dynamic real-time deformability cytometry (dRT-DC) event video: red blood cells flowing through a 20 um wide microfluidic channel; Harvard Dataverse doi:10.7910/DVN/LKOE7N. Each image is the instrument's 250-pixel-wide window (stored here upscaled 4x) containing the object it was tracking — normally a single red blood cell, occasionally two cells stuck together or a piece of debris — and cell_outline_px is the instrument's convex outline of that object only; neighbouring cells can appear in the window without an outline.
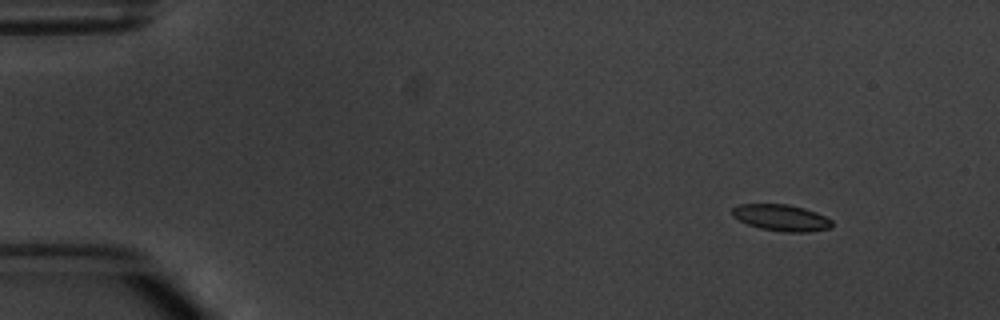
{"species": "common noctule bat (a hibernating species)", "species_latin": "Nyctalus noctula", "temperature_condition": "warm", "stored_images_in_passage": 4, "camera_frame_rate_fps": 3000, "um_per_image_px": 0.085, "animal": {"sex": "male", "body_mass_g": 20.1, "forearm_length_mm": 53.5}, "frame": {"image": 1, "passage_image": 1, "time_ms": 0.0, "image_size_px": [1000, 320], "cell_outline_px": [[832, 228], [808, 232], [784, 232], [760, 228], [748, 224], [732, 216], [732, 208], [740, 204], [788, 204], [804, 208], [816, 212], [832, 220]], "centroid_in_image_um": [66.43, 18.51], "position_along_channel_um": 18.6, "area_um2": 15.37}}
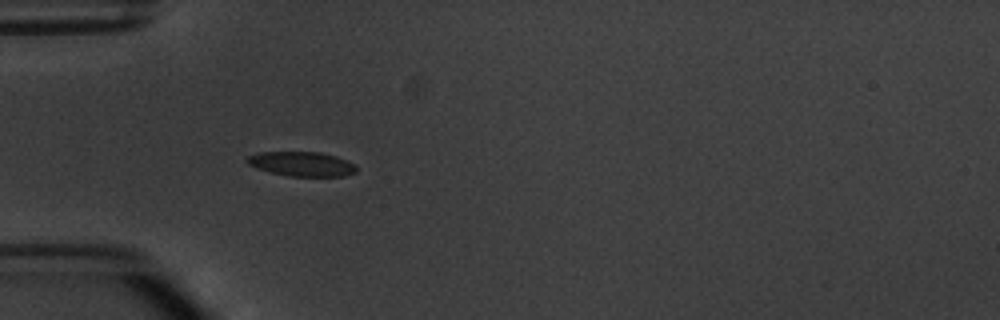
{"frame": {"image": 2, "passage_image": 4, "time_ms": 3.667, "image_size_px": [1000, 320], "cell_outline_px": [[356, 172], [344, 176], [288, 176], [256, 168], [248, 164], [244, 160], [248, 156], [260, 152], [320, 152], [336, 156], [356, 164]], "centroid_in_image_um": [25.65, 13.93], "position_along_channel_um": 59.4, "area_um2": 15.61}}